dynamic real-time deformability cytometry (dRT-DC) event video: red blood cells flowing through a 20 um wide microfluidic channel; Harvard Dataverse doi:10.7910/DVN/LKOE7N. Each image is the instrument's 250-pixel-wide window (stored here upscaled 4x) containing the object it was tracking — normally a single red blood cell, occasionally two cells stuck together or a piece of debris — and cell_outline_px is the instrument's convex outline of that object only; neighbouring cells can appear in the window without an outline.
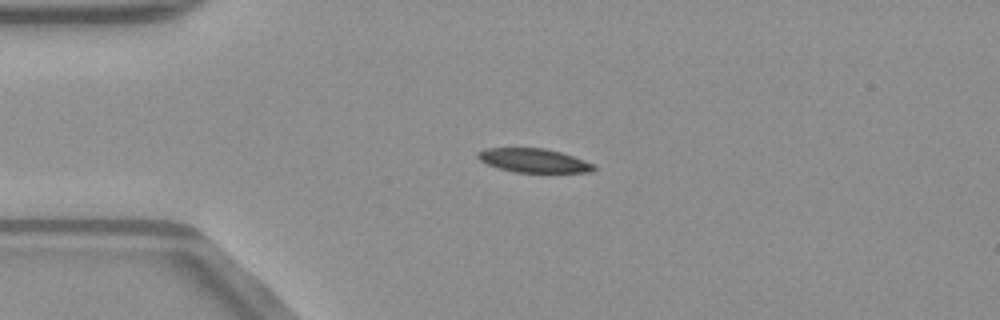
{"species": "common noctule bat (a hibernating species)", "species_latin": "Nyctalus noctula", "temperature_condition": "warm", "stored_images_in_passage": 40, "camera_frame_rate_fps": 3000, "um_per_image_px": 0.085, "animal": {"sex": "male", "body_mass_g": 23.1, "forearm_length_mm": 52.7}, "frame": {"image": 1, "passage_image": 1, "time_ms": 0.0, "image_size_px": [1000, 320], "cell_outline_px": [[596, 168], [592, 172], [516, 172], [500, 168], [488, 164], [480, 160], [476, 156], [476, 152], [484, 148], [544, 148], [560, 152], [596, 164]], "centroid_in_image_um": [45.37, 13.64], "position_along_channel_um": 39.6, "area_um2": 16.07}}
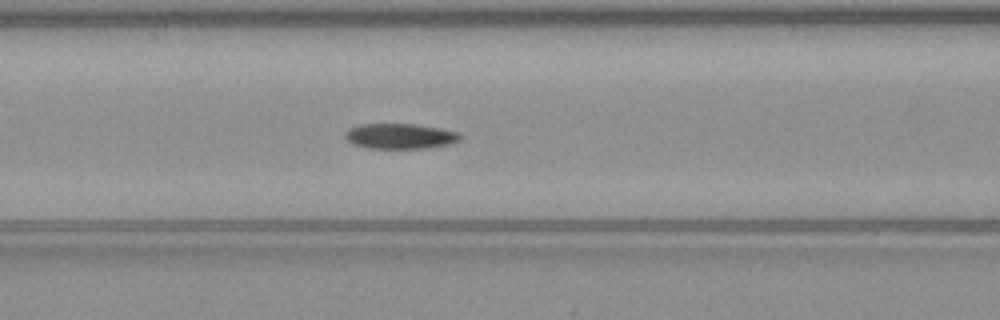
{"frame": {"image": 2, "passage_image": 10, "time_ms": 3.0, "image_size_px": [1000, 320], "cell_outline_px": [[460, 140], [452, 144], [428, 148], [368, 148], [356, 144], [348, 140], [344, 136], [344, 132], [348, 128], [360, 124], [412, 124], [440, 128], [460, 132]], "centroid_in_image_um": [34.03, 11.57], "position_along_channel_um": 132.6, "area_um2": 16.99}}
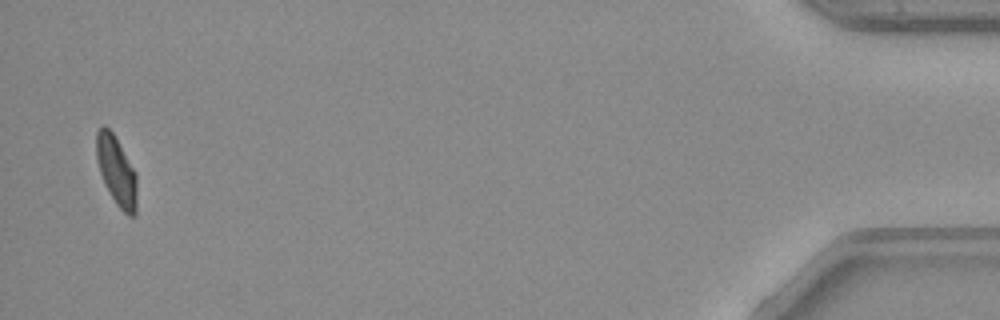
{"frame": {"image": 3, "passage_image": 39, "time_ms": 12.667, "image_size_px": [1000, 320], "cell_outline_px": [[136, 212], [132, 216], [128, 216], [116, 204], [100, 172], [96, 156], [96, 132], [104, 124], [112, 132], [136, 172]], "centroid_in_image_um": [9.9, 14.51], "position_along_channel_um": 425.3, "area_um2": 15.95}, "authors_computed_cell_mechanics": {"area_um2": 17.051, "velocity_mm_per_s": 4.015, "shape_relaxation_time_tau1_ms": 5.2764, "shape_relaxation_time_tau2_ms": 3.011, "deformation_change_tau1": 0.1626, "deformation_change_tau2": 0.0744}}